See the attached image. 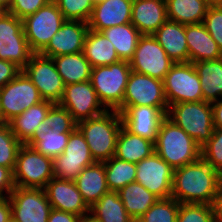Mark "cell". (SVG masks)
<instances>
[{"label":"cell","mask_w":222,"mask_h":222,"mask_svg":"<svg viewBox=\"0 0 222 222\" xmlns=\"http://www.w3.org/2000/svg\"><path fill=\"white\" fill-rule=\"evenodd\" d=\"M88 31L87 22L66 20L39 54L53 58L83 52Z\"/></svg>","instance_id":"obj_18"},{"label":"cell","mask_w":222,"mask_h":222,"mask_svg":"<svg viewBox=\"0 0 222 222\" xmlns=\"http://www.w3.org/2000/svg\"><path fill=\"white\" fill-rule=\"evenodd\" d=\"M185 35L189 50V62L195 63L222 58L221 49L202 22L185 25Z\"/></svg>","instance_id":"obj_23"},{"label":"cell","mask_w":222,"mask_h":222,"mask_svg":"<svg viewBox=\"0 0 222 222\" xmlns=\"http://www.w3.org/2000/svg\"><path fill=\"white\" fill-rule=\"evenodd\" d=\"M130 217H141L159 198L138 182H132L118 191Z\"/></svg>","instance_id":"obj_33"},{"label":"cell","mask_w":222,"mask_h":222,"mask_svg":"<svg viewBox=\"0 0 222 222\" xmlns=\"http://www.w3.org/2000/svg\"><path fill=\"white\" fill-rule=\"evenodd\" d=\"M201 157L222 175V130H213L212 137L201 147Z\"/></svg>","instance_id":"obj_42"},{"label":"cell","mask_w":222,"mask_h":222,"mask_svg":"<svg viewBox=\"0 0 222 222\" xmlns=\"http://www.w3.org/2000/svg\"><path fill=\"white\" fill-rule=\"evenodd\" d=\"M34 53L23 29V21L7 12L0 17V59L14 63L21 70Z\"/></svg>","instance_id":"obj_11"},{"label":"cell","mask_w":222,"mask_h":222,"mask_svg":"<svg viewBox=\"0 0 222 222\" xmlns=\"http://www.w3.org/2000/svg\"><path fill=\"white\" fill-rule=\"evenodd\" d=\"M215 222H222V185L218 189V193L213 202Z\"/></svg>","instance_id":"obj_50"},{"label":"cell","mask_w":222,"mask_h":222,"mask_svg":"<svg viewBox=\"0 0 222 222\" xmlns=\"http://www.w3.org/2000/svg\"><path fill=\"white\" fill-rule=\"evenodd\" d=\"M121 114L117 110L104 113L77 123L91 155L96 162H104L115 155L116 141L122 128Z\"/></svg>","instance_id":"obj_2"},{"label":"cell","mask_w":222,"mask_h":222,"mask_svg":"<svg viewBox=\"0 0 222 222\" xmlns=\"http://www.w3.org/2000/svg\"><path fill=\"white\" fill-rule=\"evenodd\" d=\"M92 1H93V3L95 4V3L100 2V1H103V0H92Z\"/></svg>","instance_id":"obj_58"},{"label":"cell","mask_w":222,"mask_h":222,"mask_svg":"<svg viewBox=\"0 0 222 222\" xmlns=\"http://www.w3.org/2000/svg\"><path fill=\"white\" fill-rule=\"evenodd\" d=\"M133 0H103L94 4L87 24L89 29L102 31L112 26L131 23Z\"/></svg>","instance_id":"obj_21"},{"label":"cell","mask_w":222,"mask_h":222,"mask_svg":"<svg viewBox=\"0 0 222 222\" xmlns=\"http://www.w3.org/2000/svg\"><path fill=\"white\" fill-rule=\"evenodd\" d=\"M21 71L14 63L0 59V89L14 79Z\"/></svg>","instance_id":"obj_45"},{"label":"cell","mask_w":222,"mask_h":222,"mask_svg":"<svg viewBox=\"0 0 222 222\" xmlns=\"http://www.w3.org/2000/svg\"><path fill=\"white\" fill-rule=\"evenodd\" d=\"M166 114L158 107L129 106L121 113L123 126L131 133L156 142L161 122Z\"/></svg>","instance_id":"obj_20"},{"label":"cell","mask_w":222,"mask_h":222,"mask_svg":"<svg viewBox=\"0 0 222 222\" xmlns=\"http://www.w3.org/2000/svg\"><path fill=\"white\" fill-rule=\"evenodd\" d=\"M2 123H6L3 119V115H2V112H1V105H0V124Z\"/></svg>","instance_id":"obj_56"},{"label":"cell","mask_w":222,"mask_h":222,"mask_svg":"<svg viewBox=\"0 0 222 222\" xmlns=\"http://www.w3.org/2000/svg\"><path fill=\"white\" fill-rule=\"evenodd\" d=\"M203 93V101L213 103L222 98V58L193 63Z\"/></svg>","instance_id":"obj_29"},{"label":"cell","mask_w":222,"mask_h":222,"mask_svg":"<svg viewBox=\"0 0 222 222\" xmlns=\"http://www.w3.org/2000/svg\"><path fill=\"white\" fill-rule=\"evenodd\" d=\"M65 20L88 22L94 3L92 0H53Z\"/></svg>","instance_id":"obj_40"},{"label":"cell","mask_w":222,"mask_h":222,"mask_svg":"<svg viewBox=\"0 0 222 222\" xmlns=\"http://www.w3.org/2000/svg\"><path fill=\"white\" fill-rule=\"evenodd\" d=\"M52 178H54L53 159L23 144L18 151L13 171L15 186L44 189Z\"/></svg>","instance_id":"obj_6"},{"label":"cell","mask_w":222,"mask_h":222,"mask_svg":"<svg viewBox=\"0 0 222 222\" xmlns=\"http://www.w3.org/2000/svg\"><path fill=\"white\" fill-rule=\"evenodd\" d=\"M80 217L69 212L51 209L47 222H79Z\"/></svg>","instance_id":"obj_47"},{"label":"cell","mask_w":222,"mask_h":222,"mask_svg":"<svg viewBox=\"0 0 222 222\" xmlns=\"http://www.w3.org/2000/svg\"><path fill=\"white\" fill-rule=\"evenodd\" d=\"M7 13V8L0 3V17Z\"/></svg>","instance_id":"obj_53"},{"label":"cell","mask_w":222,"mask_h":222,"mask_svg":"<svg viewBox=\"0 0 222 222\" xmlns=\"http://www.w3.org/2000/svg\"><path fill=\"white\" fill-rule=\"evenodd\" d=\"M14 188L13 171L10 168L0 166V195L2 197L9 196Z\"/></svg>","instance_id":"obj_46"},{"label":"cell","mask_w":222,"mask_h":222,"mask_svg":"<svg viewBox=\"0 0 222 222\" xmlns=\"http://www.w3.org/2000/svg\"><path fill=\"white\" fill-rule=\"evenodd\" d=\"M22 21L26 40L31 51L40 53L66 20L56 3L51 0Z\"/></svg>","instance_id":"obj_8"},{"label":"cell","mask_w":222,"mask_h":222,"mask_svg":"<svg viewBox=\"0 0 222 222\" xmlns=\"http://www.w3.org/2000/svg\"><path fill=\"white\" fill-rule=\"evenodd\" d=\"M101 32L113 44L118 57L126 61L133 57L142 35L131 23L112 26Z\"/></svg>","instance_id":"obj_32"},{"label":"cell","mask_w":222,"mask_h":222,"mask_svg":"<svg viewBox=\"0 0 222 222\" xmlns=\"http://www.w3.org/2000/svg\"><path fill=\"white\" fill-rule=\"evenodd\" d=\"M86 204L91 207L109 190L103 162L85 167L74 180Z\"/></svg>","instance_id":"obj_25"},{"label":"cell","mask_w":222,"mask_h":222,"mask_svg":"<svg viewBox=\"0 0 222 222\" xmlns=\"http://www.w3.org/2000/svg\"><path fill=\"white\" fill-rule=\"evenodd\" d=\"M70 133H62L49 127L47 133H34L33 138L27 143L37 152L54 159L61 155L68 143Z\"/></svg>","instance_id":"obj_36"},{"label":"cell","mask_w":222,"mask_h":222,"mask_svg":"<svg viewBox=\"0 0 222 222\" xmlns=\"http://www.w3.org/2000/svg\"><path fill=\"white\" fill-rule=\"evenodd\" d=\"M89 213L99 222H129L131 218L117 191L105 193L90 207Z\"/></svg>","instance_id":"obj_34"},{"label":"cell","mask_w":222,"mask_h":222,"mask_svg":"<svg viewBox=\"0 0 222 222\" xmlns=\"http://www.w3.org/2000/svg\"><path fill=\"white\" fill-rule=\"evenodd\" d=\"M213 109V126L222 130V98L211 103Z\"/></svg>","instance_id":"obj_49"},{"label":"cell","mask_w":222,"mask_h":222,"mask_svg":"<svg viewBox=\"0 0 222 222\" xmlns=\"http://www.w3.org/2000/svg\"><path fill=\"white\" fill-rule=\"evenodd\" d=\"M42 101L38 89L23 71L0 89L1 112L6 123Z\"/></svg>","instance_id":"obj_10"},{"label":"cell","mask_w":222,"mask_h":222,"mask_svg":"<svg viewBox=\"0 0 222 222\" xmlns=\"http://www.w3.org/2000/svg\"><path fill=\"white\" fill-rule=\"evenodd\" d=\"M22 71L36 86L43 100L54 104L61 101L65 84L52 58L34 53Z\"/></svg>","instance_id":"obj_12"},{"label":"cell","mask_w":222,"mask_h":222,"mask_svg":"<svg viewBox=\"0 0 222 222\" xmlns=\"http://www.w3.org/2000/svg\"><path fill=\"white\" fill-rule=\"evenodd\" d=\"M154 150L173 169L201 157V147L167 116L161 122Z\"/></svg>","instance_id":"obj_3"},{"label":"cell","mask_w":222,"mask_h":222,"mask_svg":"<svg viewBox=\"0 0 222 222\" xmlns=\"http://www.w3.org/2000/svg\"><path fill=\"white\" fill-rule=\"evenodd\" d=\"M0 3H1L2 5H4L6 8H8L9 3H10V0H0Z\"/></svg>","instance_id":"obj_55"},{"label":"cell","mask_w":222,"mask_h":222,"mask_svg":"<svg viewBox=\"0 0 222 222\" xmlns=\"http://www.w3.org/2000/svg\"><path fill=\"white\" fill-rule=\"evenodd\" d=\"M166 20V0H133L131 24L142 35H153Z\"/></svg>","instance_id":"obj_22"},{"label":"cell","mask_w":222,"mask_h":222,"mask_svg":"<svg viewBox=\"0 0 222 222\" xmlns=\"http://www.w3.org/2000/svg\"><path fill=\"white\" fill-rule=\"evenodd\" d=\"M177 222H215L213 206L179 203Z\"/></svg>","instance_id":"obj_41"},{"label":"cell","mask_w":222,"mask_h":222,"mask_svg":"<svg viewBox=\"0 0 222 222\" xmlns=\"http://www.w3.org/2000/svg\"><path fill=\"white\" fill-rule=\"evenodd\" d=\"M179 202L173 197L158 199L142 216L144 222H177Z\"/></svg>","instance_id":"obj_39"},{"label":"cell","mask_w":222,"mask_h":222,"mask_svg":"<svg viewBox=\"0 0 222 222\" xmlns=\"http://www.w3.org/2000/svg\"><path fill=\"white\" fill-rule=\"evenodd\" d=\"M83 53L92 68L111 65L121 60L110 40L102 32L91 29L86 35Z\"/></svg>","instance_id":"obj_28"},{"label":"cell","mask_w":222,"mask_h":222,"mask_svg":"<svg viewBox=\"0 0 222 222\" xmlns=\"http://www.w3.org/2000/svg\"><path fill=\"white\" fill-rule=\"evenodd\" d=\"M53 105L54 103L43 100L8 122L11 131L22 144H27L33 138L36 128L46 119Z\"/></svg>","instance_id":"obj_26"},{"label":"cell","mask_w":222,"mask_h":222,"mask_svg":"<svg viewBox=\"0 0 222 222\" xmlns=\"http://www.w3.org/2000/svg\"><path fill=\"white\" fill-rule=\"evenodd\" d=\"M174 63L153 35H141L129 61L132 71L162 81Z\"/></svg>","instance_id":"obj_14"},{"label":"cell","mask_w":222,"mask_h":222,"mask_svg":"<svg viewBox=\"0 0 222 222\" xmlns=\"http://www.w3.org/2000/svg\"><path fill=\"white\" fill-rule=\"evenodd\" d=\"M79 222H99V221L89 213L87 215L80 217Z\"/></svg>","instance_id":"obj_51"},{"label":"cell","mask_w":222,"mask_h":222,"mask_svg":"<svg viewBox=\"0 0 222 222\" xmlns=\"http://www.w3.org/2000/svg\"><path fill=\"white\" fill-rule=\"evenodd\" d=\"M58 104L72 115L76 123L98 116L107 110L100 102L90 80L66 85Z\"/></svg>","instance_id":"obj_15"},{"label":"cell","mask_w":222,"mask_h":222,"mask_svg":"<svg viewBox=\"0 0 222 222\" xmlns=\"http://www.w3.org/2000/svg\"><path fill=\"white\" fill-rule=\"evenodd\" d=\"M52 59L65 86L91 79L92 66L83 52L55 56Z\"/></svg>","instance_id":"obj_30"},{"label":"cell","mask_w":222,"mask_h":222,"mask_svg":"<svg viewBox=\"0 0 222 222\" xmlns=\"http://www.w3.org/2000/svg\"><path fill=\"white\" fill-rule=\"evenodd\" d=\"M49 127L62 133H71L77 127V123L65 108L59 104H54L49 109L46 119L36 128L35 133H47Z\"/></svg>","instance_id":"obj_37"},{"label":"cell","mask_w":222,"mask_h":222,"mask_svg":"<svg viewBox=\"0 0 222 222\" xmlns=\"http://www.w3.org/2000/svg\"><path fill=\"white\" fill-rule=\"evenodd\" d=\"M8 222H18L13 217Z\"/></svg>","instance_id":"obj_57"},{"label":"cell","mask_w":222,"mask_h":222,"mask_svg":"<svg viewBox=\"0 0 222 222\" xmlns=\"http://www.w3.org/2000/svg\"><path fill=\"white\" fill-rule=\"evenodd\" d=\"M94 163L88 144L76 127L70 133L63 153L53 159L54 178L74 181L85 167Z\"/></svg>","instance_id":"obj_13"},{"label":"cell","mask_w":222,"mask_h":222,"mask_svg":"<svg viewBox=\"0 0 222 222\" xmlns=\"http://www.w3.org/2000/svg\"><path fill=\"white\" fill-rule=\"evenodd\" d=\"M50 1L51 0H10L7 12L23 20L27 16L34 14Z\"/></svg>","instance_id":"obj_44"},{"label":"cell","mask_w":222,"mask_h":222,"mask_svg":"<svg viewBox=\"0 0 222 222\" xmlns=\"http://www.w3.org/2000/svg\"><path fill=\"white\" fill-rule=\"evenodd\" d=\"M174 169L156 152L136 163L135 181L159 199L171 197Z\"/></svg>","instance_id":"obj_17"},{"label":"cell","mask_w":222,"mask_h":222,"mask_svg":"<svg viewBox=\"0 0 222 222\" xmlns=\"http://www.w3.org/2000/svg\"><path fill=\"white\" fill-rule=\"evenodd\" d=\"M153 36L175 63L189 62L184 24L167 19Z\"/></svg>","instance_id":"obj_24"},{"label":"cell","mask_w":222,"mask_h":222,"mask_svg":"<svg viewBox=\"0 0 222 222\" xmlns=\"http://www.w3.org/2000/svg\"><path fill=\"white\" fill-rule=\"evenodd\" d=\"M12 205V217L18 222H47L51 204L44 189L15 186L8 196Z\"/></svg>","instance_id":"obj_16"},{"label":"cell","mask_w":222,"mask_h":222,"mask_svg":"<svg viewBox=\"0 0 222 222\" xmlns=\"http://www.w3.org/2000/svg\"><path fill=\"white\" fill-rule=\"evenodd\" d=\"M106 181L110 191H119L129 183L135 182L136 164L123 161L115 156L103 162Z\"/></svg>","instance_id":"obj_35"},{"label":"cell","mask_w":222,"mask_h":222,"mask_svg":"<svg viewBox=\"0 0 222 222\" xmlns=\"http://www.w3.org/2000/svg\"><path fill=\"white\" fill-rule=\"evenodd\" d=\"M202 23L222 51V6L208 7Z\"/></svg>","instance_id":"obj_43"},{"label":"cell","mask_w":222,"mask_h":222,"mask_svg":"<svg viewBox=\"0 0 222 222\" xmlns=\"http://www.w3.org/2000/svg\"><path fill=\"white\" fill-rule=\"evenodd\" d=\"M168 106L203 101L202 86L192 62L174 63L163 80Z\"/></svg>","instance_id":"obj_7"},{"label":"cell","mask_w":222,"mask_h":222,"mask_svg":"<svg viewBox=\"0 0 222 222\" xmlns=\"http://www.w3.org/2000/svg\"><path fill=\"white\" fill-rule=\"evenodd\" d=\"M222 175L202 157L174 169L171 197L179 203L213 205Z\"/></svg>","instance_id":"obj_1"},{"label":"cell","mask_w":222,"mask_h":222,"mask_svg":"<svg viewBox=\"0 0 222 222\" xmlns=\"http://www.w3.org/2000/svg\"><path fill=\"white\" fill-rule=\"evenodd\" d=\"M143 105L158 107L167 115L169 106L164 93L163 81L131 71L122 105L117 111L121 114L129 106Z\"/></svg>","instance_id":"obj_9"},{"label":"cell","mask_w":222,"mask_h":222,"mask_svg":"<svg viewBox=\"0 0 222 222\" xmlns=\"http://www.w3.org/2000/svg\"><path fill=\"white\" fill-rule=\"evenodd\" d=\"M154 150V142L129 132L123 125L116 141L115 157L130 163H139L149 157Z\"/></svg>","instance_id":"obj_27"},{"label":"cell","mask_w":222,"mask_h":222,"mask_svg":"<svg viewBox=\"0 0 222 222\" xmlns=\"http://www.w3.org/2000/svg\"><path fill=\"white\" fill-rule=\"evenodd\" d=\"M202 147L214 130L213 109L209 102H183L170 105L166 115Z\"/></svg>","instance_id":"obj_4"},{"label":"cell","mask_w":222,"mask_h":222,"mask_svg":"<svg viewBox=\"0 0 222 222\" xmlns=\"http://www.w3.org/2000/svg\"><path fill=\"white\" fill-rule=\"evenodd\" d=\"M131 71L126 60L92 68L90 81L107 110H117L122 105Z\"/></svg>","instance_id":"obj_5"},{"label":"cell","mask_w":222,"mask_h":222,"mask_svg":"<svg viewBox=\"0 0 222 222\" xmlns=\"http://www.w3.org/2000/svg\"><path fill=\"white\" fill-rule=\"evenodd\" d=\"M22 145L8 123L0 124V166L14 171L17 154Z\"/></svg>","instance_id":"obj_38"},{"label":"cell","mask_w":222,"mask_h":222,"mask_svg":"<svg viewBox=\"0 0 222 222\" xmlns=\"http://www.w3.org/2000/svg\"><path fill=\"white\" fill-rule=\"evenodd\" d=\"M12 218V205L10 198L4 196L0 199V222H8Z\"/></svg>","instance_id":"obj_48"},{"label":"cell","mask_w":222,"mask_h":222,"mask_svg":"<svg viewBox=\"0 0 222 222\" xmlns=\"http://www.w3.org/2000/svg\"><path fill=\"white\" fill-rule=\"evenodd\" d=\"M208 7L204 0H166L167 19L184 25L201 23Z\"/></svg>","instance_id":"obj_31"},{"label":"cell","mask_w":222,"mask_h":222,"mask_svg":"<svg viewBox=\"0 0 222 222\" xmlns=\"http://www.w3.org/2000/svg\"><path fill=\"white\" fill-rule=\"evenodd\" d=\"M44 190L53 209L73 213L79 217L89 214L90 207L74 181L52 178Z\"/></svg>","instance_id":"obj_19"},{"label":"cell","mask_w":222,"mask_h":222,"mask_svg":"<svg viewBox=\"0 0 222 222\" xmlns=\"http://www.w3.org/2000/svg\"><path fill=\"white\" fill-rule=\"evenodd\" d=\"M209 7L222 6V0H204Z\"/></svg>","instance_id":"obj_52"},{"label":"cell","mask_w":222,"mask_h":222,"mask_svg":"<svg viewBox=\"0 0 222 222\" xmlns=\"http://www.w3.org/2000/svg\"><path fill=\"white\" fill-rule=\"evenodd\" d=\"M129 222H144L141 217H131Z\"/></svg>","instance_id":"obj_54"}]
</instances>
